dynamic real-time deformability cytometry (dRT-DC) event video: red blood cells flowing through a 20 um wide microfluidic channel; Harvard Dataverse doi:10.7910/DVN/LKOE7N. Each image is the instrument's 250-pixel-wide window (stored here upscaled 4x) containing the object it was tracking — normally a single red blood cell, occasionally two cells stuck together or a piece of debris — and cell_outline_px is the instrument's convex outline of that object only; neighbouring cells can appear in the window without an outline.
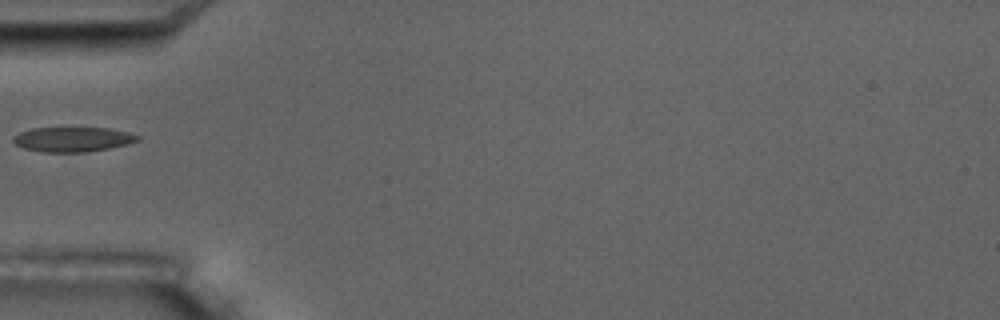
{"species": "common noctule bat (a hibernating species)", "species_latin": "Nyctalus noctula", "temperature_condition": "room temperature", "stored_images_in_passage": 5, "camera_frame_rate_fps": 3000, "um_per_image_px": 0.085, "animal": {"sex": "male", "body_mass_g": 17.5, "forearm_length_mm": 52.3}, "frame": {"image": 1, "passage_image": 5, "time_ms": 4.667, "image_size_px": [1000, 320], "cell_outline_px": [[140, 140], [128, 144], [108, 148], [84, 152], [44, 152], [24, 148], [16, 144], [12, 140], [12, 136], [20, 132], [32, 128], [108, 128], [128, 132], [140, 136]], "centroid_in_image_um": [6.18, 11.84], "position_along_channel_um": 78.8, "area_um2": 17.86}}